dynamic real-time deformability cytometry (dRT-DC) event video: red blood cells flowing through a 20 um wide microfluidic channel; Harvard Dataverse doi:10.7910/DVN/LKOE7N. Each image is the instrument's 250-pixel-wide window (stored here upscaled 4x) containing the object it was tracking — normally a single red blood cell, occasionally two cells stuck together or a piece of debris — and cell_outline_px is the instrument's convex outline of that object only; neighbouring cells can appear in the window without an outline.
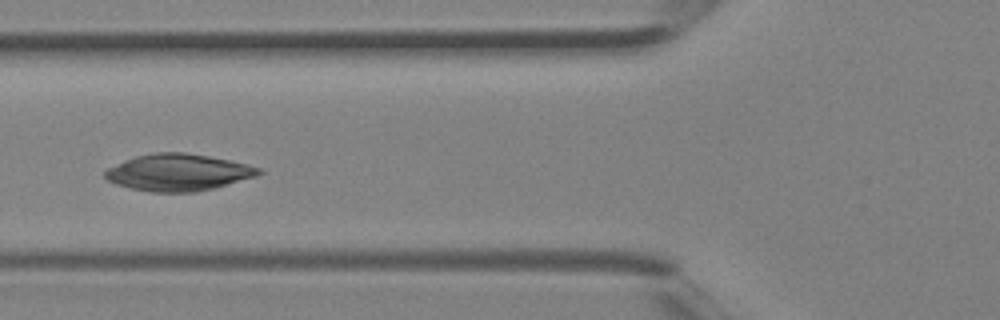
{"species": "Egyptian fruit bat (a non-hibernating species)", "species_latin": "Rousettus aegyptiacus", "temperature_condition": "room temperature", "stored_images_in_passage": 5, "camera_frame_rate_fps": 3000, "um_per_image_px": 0.085, "animal": {"sex": "female"}, "frame": {"image": 1, "passage_image": 5, "time_ms": 1.333, "image_size_px": [1000, 320], "cell_outline_px": [[264, 172], [256, 176], [212, 188], [196, 192], [152, 192], [132, 188], [116, 184], [108, 180], [104, 176], [104, 172], [108, 168], [124, 160], [136, 156], [156, 152], [184, 152], [208, 156], [248, 164], [260, 168]], "centroid_in_image_um": [15.14, 14.65], "position_along_channel_um": 110.7, "area_um2": 32.71}}